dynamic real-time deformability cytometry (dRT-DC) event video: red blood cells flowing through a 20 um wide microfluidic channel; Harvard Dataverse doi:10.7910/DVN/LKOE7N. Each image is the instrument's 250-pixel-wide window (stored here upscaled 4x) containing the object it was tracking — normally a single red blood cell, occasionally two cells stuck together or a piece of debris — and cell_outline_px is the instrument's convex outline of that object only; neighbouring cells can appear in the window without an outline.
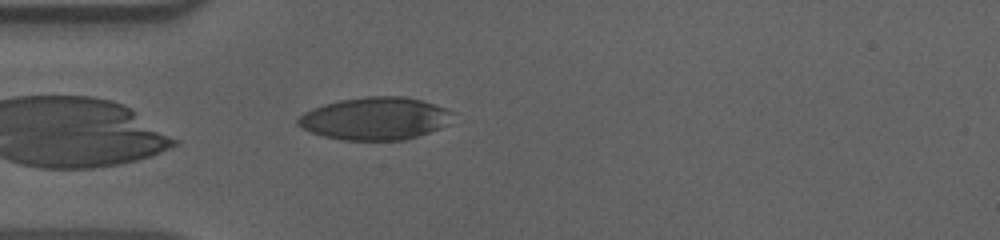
{"species": "human", "species_latin": "Homo sapiens", "temperature_condition": "cold", "stored_images_in_passage": 41, "camera_frame_rate_fps": 3000, "um_per_image_px": 0.085, "donor": {"sex": "male"}, "frame": {"image": 1, "passage_image": 1, "time_ms": 0.0, "image_size_px": [1000, 240], "cell_outline_px": [[456, 112], [448, 124], [440, 128], [404, 140], [340, 140], [324, 136], [312, 132], [296, 124], [296, 120], [304, 112], [312, 108], [324, 104], [340, 100], [368, 96], [404, 96], [424, 100]], "centroid_in_image_um": [31.91, 10.06], "position_along_channel_um": 53.1, "area_um2": 38.55}}
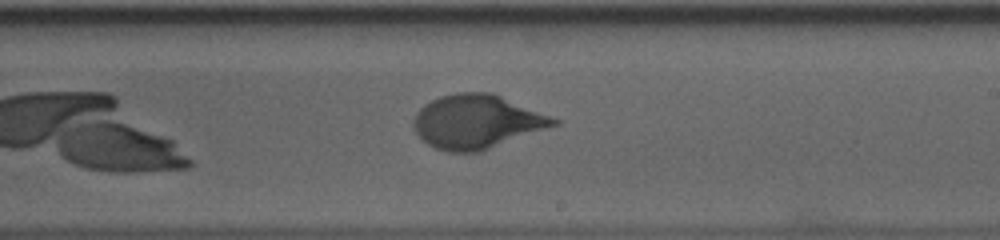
{"frame": {"image": 2, "passage_image": 18, "time_ms": 5.667, "image_size_px": [1000, 240], "cell_outline_px": [[560, 124], [480, 152], [444, 152], [428, 144], [412, 128], [412, 120], [416, 112], [424, 104], [440, 96], [460, 92], [492, 92], [560, 120]], "centroid_in_image_um": [40.51, 10.35], "position_along_channel_um": 248.5, "area_um2": 44.04}}
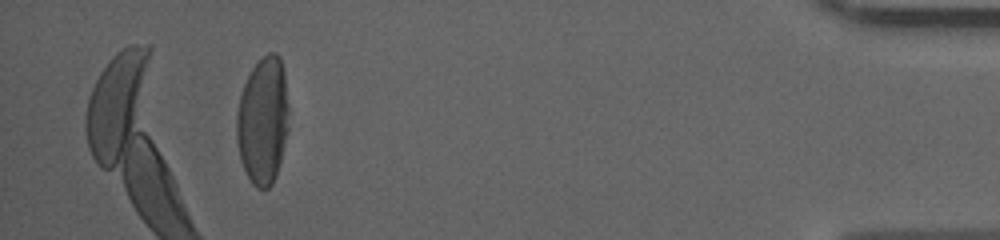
{"frame": {"image": 3, "passage_image": 37, "time_ms": 12.0, "image_size_px": [1000, 240], "cell_outline_px": [[288, 128], [280, 160], [272, 184], [268, 188], [256, 188], [252, 184], [240, 160], [236, 140], [236, 112], [240, 96], [244, 84], [252, 68], [268, 52], [276, 52], [280, 56], [284, 72], [288, 104]], "centroid_in_image_um": [22.33, 10.24], "position_along_channel_um": 412.9, "area_um2": 38.67}, "authors_computed_cell_mechanics": {"area_um2": 43.0032, "velocity_mm_per_s": 3.5986, "shape_relaxation_time_tau1_ms": 4.0434, "shape_relaxation_time_tau2_ms": null, "deformation_change_tau1": 0.1817, "deformation_change_tau2": null}}